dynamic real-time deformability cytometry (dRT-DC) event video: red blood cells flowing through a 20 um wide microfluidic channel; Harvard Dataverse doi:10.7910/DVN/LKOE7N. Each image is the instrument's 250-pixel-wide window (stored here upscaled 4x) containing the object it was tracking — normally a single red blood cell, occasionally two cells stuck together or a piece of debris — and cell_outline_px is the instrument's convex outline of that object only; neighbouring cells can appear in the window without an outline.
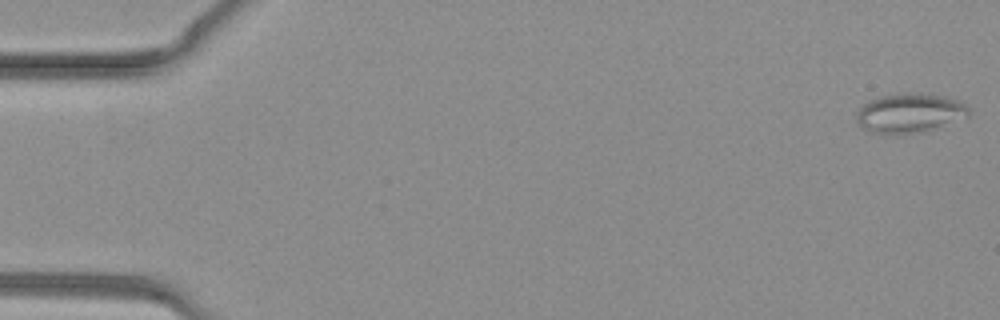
{"species": "common noctule bat (a hibernating species)", "species_latin": "Nyctalus noctula", "temperature_condition": "warm", "stored_images_in_passage": 6, "camera_frame_rate_fps": 3000, "um_per_image_px": 0.085, "animal": {"sex": "female", "body_mass_g": 19.3, "forearm_length_mm": 54.1}, "frame": {"image": 1, "passage_image": 1, "time_ms": 0.0, "image_size_px": [1000, 320], "cell_outline_px": [[968, 116], [924, 132], [868, 132], [856, 120], [856, 116], [860, 108], [868, 100], [880, 96], [904, 92], [920, 92], [944, 96], [960, 100], [968, 108]], "centroid_in_image_um": [77.33, 9.56], "position_along_channel_um": 7.7, "area_um2": 25.43}}